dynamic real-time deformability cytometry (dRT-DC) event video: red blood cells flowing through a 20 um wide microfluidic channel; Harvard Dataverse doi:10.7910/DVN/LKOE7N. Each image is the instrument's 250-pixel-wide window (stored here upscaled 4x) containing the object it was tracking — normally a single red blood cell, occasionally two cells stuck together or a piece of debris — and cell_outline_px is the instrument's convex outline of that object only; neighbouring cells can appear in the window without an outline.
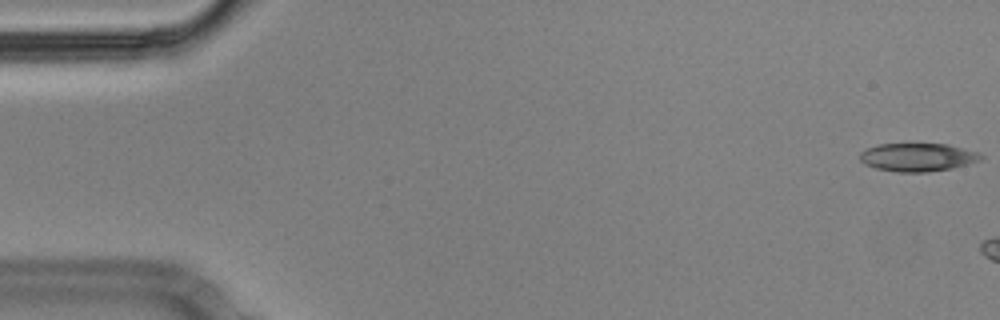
{"species": "Egyptian fruit bat (a non-hibernating species)", "species_latin": "Rousettus aegyptiacus", "temperature_condition": "cold", "stored_images_in_passage": 7, "camera_frame_rate_fps": 3000, "um_per_image_px": 0.085, "animal": {"sex": "male"}, "frame": {"image": 1, "passage_image": 1, "time_ms": 0.0, "image_size_px": [1000, 320], "cell_outline_px": [[984, 156], [980, 160], [952, 168], [924, 172], [896, 172], [876, 168], [864, 164], [860, 160], [860, 152], [868, 148], [880, 144], [948, 144], [976, 152]], "centroid_in_image_um": [77.97, 13.36], "position_along_channel_um": 7.0, "area_um2": 19.65}}